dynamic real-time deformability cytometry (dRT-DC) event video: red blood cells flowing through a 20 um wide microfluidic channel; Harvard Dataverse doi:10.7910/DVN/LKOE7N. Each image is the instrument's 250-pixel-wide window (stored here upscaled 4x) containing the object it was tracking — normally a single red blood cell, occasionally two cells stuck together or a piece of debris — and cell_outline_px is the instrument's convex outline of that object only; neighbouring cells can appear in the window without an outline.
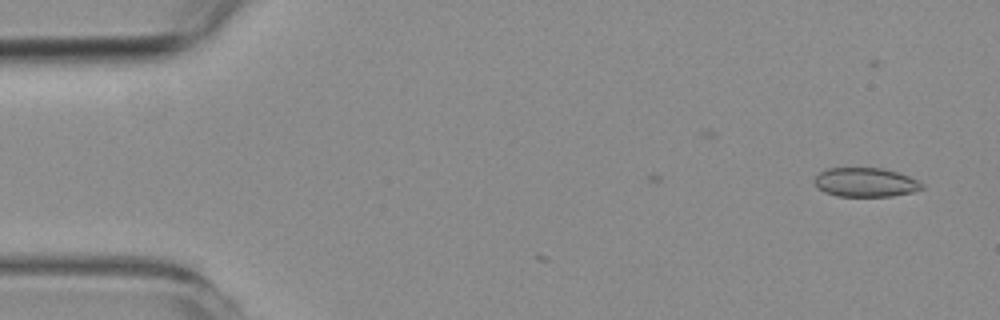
{"species": "common noctule bat (a hibernating species)", "species_latin": "Nyctalus noctula", "temperature_condition": "room temperature", "stored_images_in_passage": 3, "camera_frame_rate_fps": 3000, "um_per_image_px": 0.085, "animal": {"sex": "female", "body_mass_g": 19.3, "forearm_length_mm": 54.1}, "frame": {"image": 1, "passage_image": 3, "time_ms": 0.667, "image_size_px": [1000, 320], "cell_outline_px": [[924, 188], [912, 192], [892, 196], [836, 196], [824, 192], [816, 188], [812, 180], [820, 172], [828, 168], [884, 168], [908, 176], [924, 184]], "centroid_in_image_um": [73.52, 15.5], "position_along_channel_um": 11.5, "area_um2": 18.32}}